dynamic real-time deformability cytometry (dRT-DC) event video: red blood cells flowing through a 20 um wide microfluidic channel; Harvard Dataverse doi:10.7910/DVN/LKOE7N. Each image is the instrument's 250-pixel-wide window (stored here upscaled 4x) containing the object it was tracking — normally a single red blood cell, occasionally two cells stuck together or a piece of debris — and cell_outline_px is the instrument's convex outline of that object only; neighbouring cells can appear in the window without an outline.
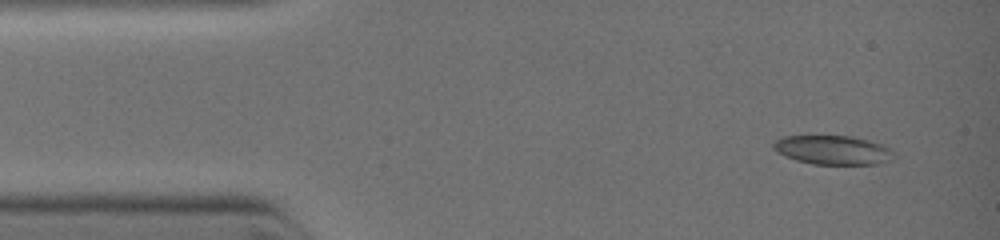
{"species": "common noctule bat (a hibernating species)", "species_latin": "Nyctalus noctula", "temperature_condition": "warm", "stored_images_in_passage": 25, "camera_frame_rate_fps": 3000, "um_per_image_px": 0.085, "animal": {"sex": "female", "body_mass_g": 19.0, "forearm_length_mm": 51.5}, "frame": {"image": 1, "passage_image": 1, "time_ms": 0.0, "image_size_px": [1000, 240], "cell_outline_px": [[896, 156], [892, 160], [880, 164], [812, 164], [796, 160], [772, 148], [772, 144], [776, 140], [784, 136], [852, 136], [868, 140], [892, 148]], "centroid_in_image_um": [70.87, 12.75], "position_along_channel_um": 14.1, "area_um2": 20.4}}
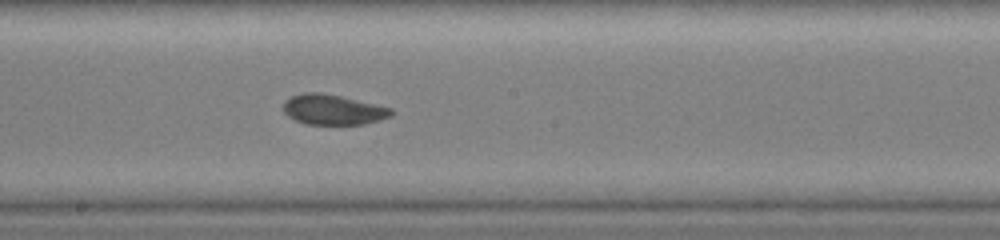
{"frame": {"image": 2, "passage_image": 11, "time_ms": 5.333, "image_size_px": [1000, 240], "cell_outline_px": [[392, 116], [364, 124], [304, 124], [288, 116], [284, 112], [284, 100], [292, 96], [304, 92], [320, 92], [340, 96], [392, 108]], "centroid_in_image_um": [28.28, 9.32], "position_along_channel_um": 219.9, "area_um2": 18.84}}
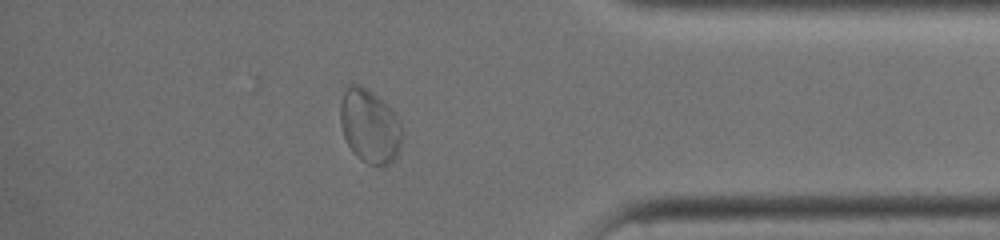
{"frame": {"image": 3, "passage_image": 21, "time_ms": 9.0, "image_size_px": [1000, 240], "cell_outline_px": [[404, 132], [400, 148], [396, 156], [388, 164], [368, 164], [356, 156], [352, 152], [344, 136], [340, 124], [340, 104], [344, 92], [348, 84], [360, 84], [368, 88], [388, 104], [396, 116]], "centroid_in_image_um": [31.42, 10.69], "position_along_channel_um": 403.8, "area_um2": 26.76}}